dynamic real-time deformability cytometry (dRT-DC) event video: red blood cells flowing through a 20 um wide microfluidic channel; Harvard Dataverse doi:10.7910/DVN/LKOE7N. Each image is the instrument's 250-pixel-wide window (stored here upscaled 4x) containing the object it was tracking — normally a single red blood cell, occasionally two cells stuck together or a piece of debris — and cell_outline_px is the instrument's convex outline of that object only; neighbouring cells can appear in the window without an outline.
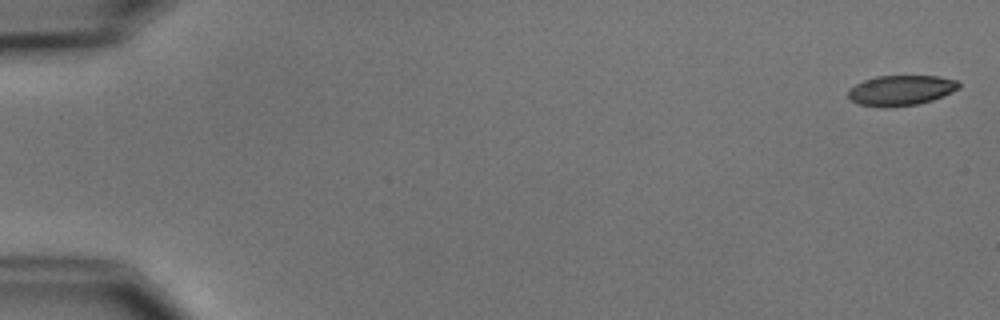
{"species": "common noctule bat (a hibernating species)", "species_latin": "Nyctalus noctula", "temperature_condition": "cold", "stored_images_in_passage": 7, "camera_frame_rate_fps": 3000, "um_per_image_px": 0.085, "animal": {"sex": "male", "body_mass_g": 15.6}, "frame": {"image": 1, "passage_image": 1, "time_ms": 0.0, "image_size_px": [1000, 320], "cell_outline_px": [[960, 88], [952, 92], [932, 100], [916, 104], [884, 108], [860, 104], [852, 100], [848, 96], [848, 92], [856, 84], [864, 80], [876, 76], [940, 76], [956, 80], [960, 84]], "centroid_in_image_um": [76.6, 7.67], "position_along_channel_um": 8.4, "area_um2": 19.36}}
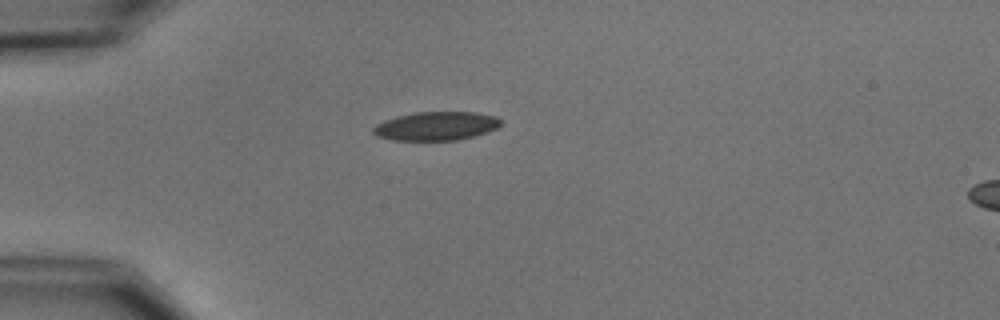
{"frame": {"image": 2, "passage_image": 4, "time_ms": 4.667, "image_size_px": [1000, 320], "cell_outline_px": [[500, 124], [496, 128], [488, 132], [456, 140], [392, 140], [376, 136], [372, 132], [372, 128], [376, 124], [384, 120], [396, 116], [416, 112], [476, 112], [496, 116], [500, 120]], "centroid_in_image_um": [37.03, 10.71], "position_along_channel_um": 48.0, "area_um2": 21.33}}